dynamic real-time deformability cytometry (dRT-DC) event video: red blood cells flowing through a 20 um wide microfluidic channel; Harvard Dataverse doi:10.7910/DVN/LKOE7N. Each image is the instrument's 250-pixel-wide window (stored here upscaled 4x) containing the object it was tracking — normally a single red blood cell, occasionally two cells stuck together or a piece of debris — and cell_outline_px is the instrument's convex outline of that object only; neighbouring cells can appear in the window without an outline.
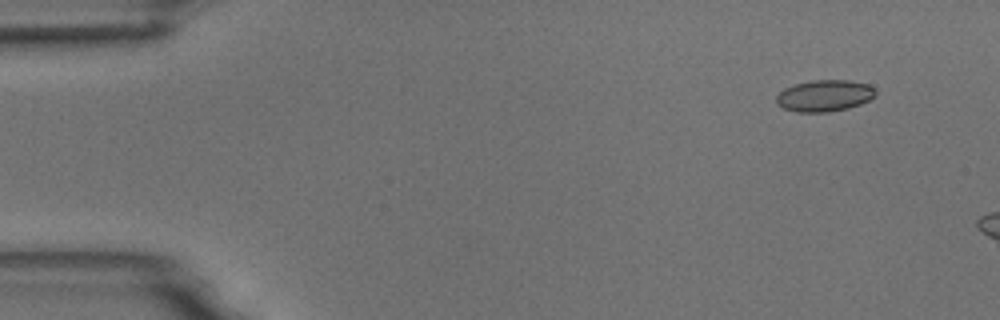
{"species": "common noctule bat (a hibernating species)", "species_latin": "Nyctalus noctula", "temperature_condition": "room temperature", "stored_images_in_passage": 2, "camera_frame_rate_fps": 3000, "um_per_image_px": 0.085, "animal": {"sex": "male", "body_mass_g": 18.8}, "frame": {"image": 1, "passage_image": 1, "time_ms": 0.0, "image_size_px": [1000, 320], "cell_outline_px": [[876, 96], [860, 104], [848, 108], [828, 112], [796, 112], [784, 108], [776, 104], [776, 96], [784, 88], [796, 84], [812, 80], [848, 80], [868, 84], [876, 92]], "centroid_in_image_um": [70.07, 8.14], "position_along_channel_um": 14.9, "area_um2": 18.21}}